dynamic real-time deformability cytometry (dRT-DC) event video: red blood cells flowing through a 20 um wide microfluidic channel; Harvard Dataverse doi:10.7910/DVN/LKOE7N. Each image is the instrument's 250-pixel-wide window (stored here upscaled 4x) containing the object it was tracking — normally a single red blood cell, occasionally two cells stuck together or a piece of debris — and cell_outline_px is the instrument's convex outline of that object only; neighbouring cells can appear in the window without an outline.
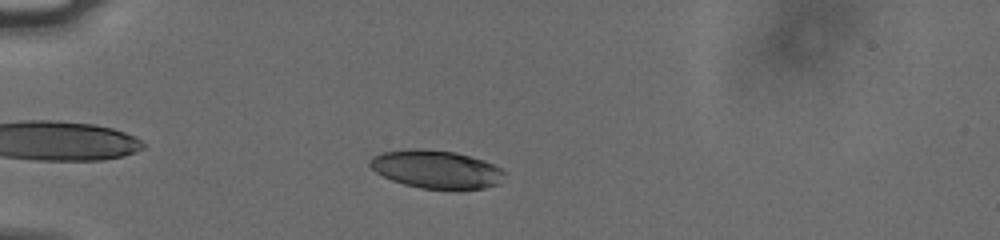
{"species": "human", "species_latin": "Homo sapiens", "temperature_condition": "cold", "stored_images_in_passage": 9, "camera_frame_rate_fps": 3000, "um_per_image_px": 0.085, "donor": {"sex": "male"}, "frame": {"image": 1, "passage_image": 6, "time_ms": 1.667, "image_size_px": [1000, 240], "cell_outline_px": [[504, 172], [496, 184], [484, 188], [456, 192], [420, 188], [404, 184], [392, 180], [376, 172], [368, 164], [368, 160], [372, 156], [380, 152], [412, 148], [420, 148], [456, 152], [484, 160], [500, 168]], "centroid_in_image_um": [37.04, 14.41], "position_along_channel_um": 48.0, "area_um2": 30.46}}
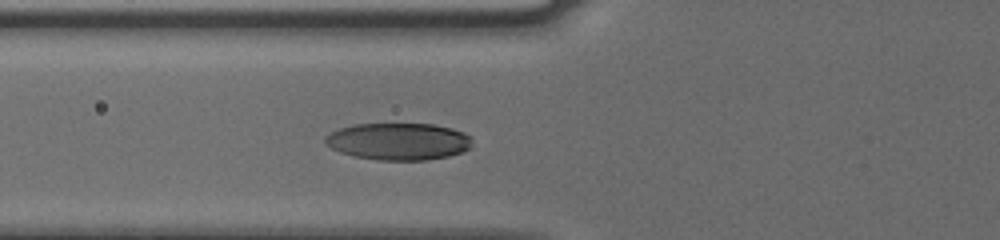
{"frame": {"image": 2, "passage_image": 9, "time_ms": 2.667, "image_size_px": [1000, 240], "cell_outline_px": [[472, 144], [468, 148], [460, 152], [448, 156], [428, 160], [380, 160], [356, 156], [340, 152], [324, 144], [324, 136], [340, 128], [352, 124], [432, 124], [452, 128], [464, 132], [472, 140]], "centroid_in_image_um": [33.85, 12.01], "position_along_channel_um": 91.9, "area_um2": 31.67}}